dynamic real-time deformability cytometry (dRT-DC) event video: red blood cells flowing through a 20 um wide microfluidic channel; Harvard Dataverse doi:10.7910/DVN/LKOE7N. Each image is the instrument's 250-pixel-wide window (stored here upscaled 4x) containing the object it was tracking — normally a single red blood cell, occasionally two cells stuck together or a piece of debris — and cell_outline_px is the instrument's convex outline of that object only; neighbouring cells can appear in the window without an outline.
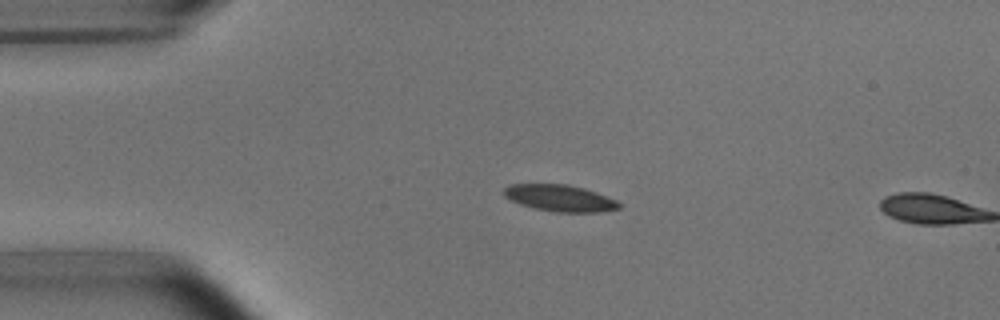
{"species": "common noctule bat (a hibernating species)", "species_latin": "Nyctalus noctula", "temperature_condition": "room temperature", "stored_images_in_passage": 3, "camera_frame_rate_fps": 3000, "um_per_image_px": 0.085, "animal": {"sex": "male", "body_mass_g": 15.6}, "frame": {"image": 1, "passage_image": 2, "time_ms": 1.333, "image_size_px": [1000, 320], "cell_outline_px": [[620, 208], [600, 212], [556, 212], [536, 208], [520, 204], [504, 196], [504, 188], [508, 184], [568, 184], [584, 188], [596, 192], [616, 200], [620, 204]], "centroid_in_image_um": [47.59, 16.83], "position_along_channel_um": 37.4, "area_um2": 17.74}}